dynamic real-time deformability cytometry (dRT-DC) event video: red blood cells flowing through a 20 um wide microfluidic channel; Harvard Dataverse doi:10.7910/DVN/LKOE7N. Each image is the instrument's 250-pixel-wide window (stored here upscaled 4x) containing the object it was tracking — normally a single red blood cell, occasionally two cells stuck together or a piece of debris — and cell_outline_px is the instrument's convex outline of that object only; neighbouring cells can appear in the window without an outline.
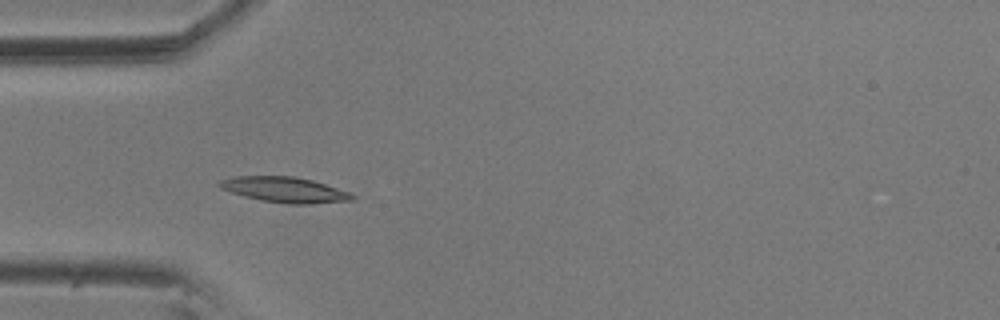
{"species": "common noctule bat (a hibernating species)", "species_latin": "Nyctalus noctula", "temperature_condition": "room temperature", "stored_images_in_passage": 45, "camera_frame_rate_fps": 3000, "um_per_image_px": 0.085, "animal": {"sex": "male", "body_mass_g": 20.5, "forearm_length_mm": 52.5}, "frame": {"image": 1, "passage_image": 17, "time_ms": 5.333, "image_size_px": [1000, 320], "cell_outline_px": [[356, 200], [312, 204], [288, 204], [260, 200], [244, 196], [220, 188], [216, 184], [220, 180], [236, 176], [292, 176], [312, 180], [352, 192], [356, 196]], "centroid_in_image_um": [24.25, 16.13], "position_along_channel_um": 60.7, "area_um2": 19.88}}
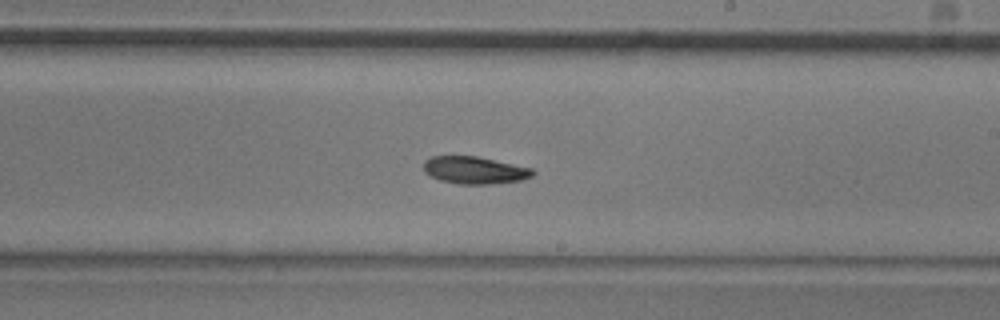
{"frame": {"image": 2, "passage_image": 33, "time_ms": 10.667, "image_size_px": [1000, 320], "cell_outline_px": [[536, 172], [532, 176], [520, 180], [492, 184], [460, 184], [440, 180], [424, 172], [424, 160], [432, 156], [476, 156], [532, 168]], "centroid_in_image_um": [40.34, 14.46], "position_along_channel_um": 248.7, "area_um2": 17.28}}
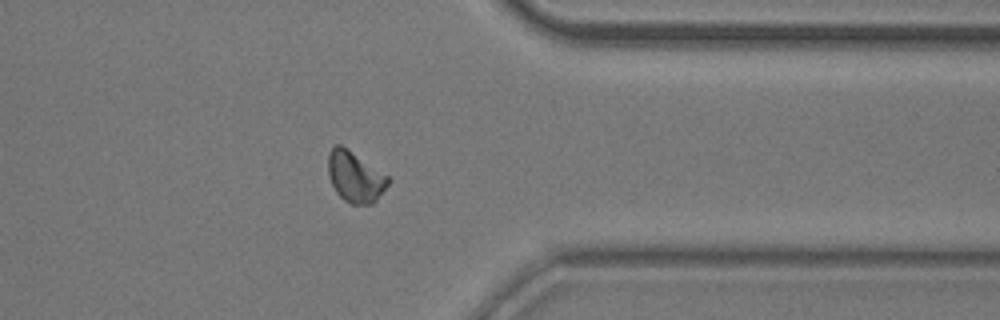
{"frame": {"image": 3, "passage_image": 45, "time_ms": 14.667, "image_size_px": [1000, 320], "cell_outline_px": [[392, 180], [376, 200], [372, 204], [352, 204], [344, 200], [336, 192], [332, 184], [328, 172], [328, 152], [336, 144], [340, 144], [388, 176]], "centroid_in_image_um": [30.18, 15.04], "position_along_channel_um": 381.2, "area_um2": 17.51}, "authors_computed_cell_mechanics": {"area_um2": 17.8024, "velocity_mm_per_s": 3.5482, "shape_relaxation_time_tau1_ms": 4.9416, "shape_relaxation_time_tau2_ms": null, "deformation_change_tau1": 0.1248, "deformation_change_tau2": null}}